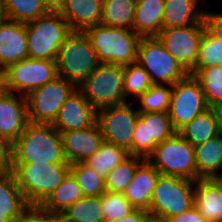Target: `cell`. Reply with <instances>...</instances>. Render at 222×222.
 I'll list each match as a JSON object with an SVG mask.
<instances>
[{"label": "cell", "mask_w": 222, "mask_h": 222, "mask_svg": "<svg viewBox=\"0 0 222 222\" xmlns=\"http://www.w3.org/2000/svg\"><path fill=\"white\" fill-rule=\"evenodd\" d=\"M194 206L208 222H222V186L215 178L194 181Z\"/></svg>", "instance_id": "cell-21"}, {"label": "cell", "mask_w": 222, "mask_h": 222, "mask_svg": "<svg viewBox=\"0 0 222 222\" xmlns=\"http://www.w3.org/2000/svg\"><path fill=\"white\" fill-rule=\"evenodd\" d=\"M18 222H64L61 213L45 211L39 205H30Z\"/></svg>", "instance_id": "cell-40"}, {"label": "cell", "mask_w": 222, "mask_h": 222, "mask_svg": "<svg viewBox=\"0 0 222 222\" xmlns=\"http://www.w3.org/2000/svg\"><path fill=\"white\" fill-rule=\"evenodd\" d=\"M9 92L7 73L5 69H0V98Z\"/></svg>", "instance_id": "cell-46"}, {"label": "cell", "mask_w": 222, "mask_h": 222, "mask_svg": "<svg viewBox=\"0 0 222 222\" xmlns=\"http://www.w3.org/2000/svg\"><path fill=\"white\" fill-rule=\"evenodd\" d=\"M192 75L199 81L209 107L222 101V65L198 68Z\"/></svg>", "instance_id": "cell-33"}, {"label": "cell", "mask_w": 222, "mask_h": 222, "mask_svg": "<svg viewBox=\"0 0 222 222\" xmlns=\"http://www.w3.org/2000/svg\"><path fill=\"white\" fill-rule=\"evenodd\" d=\"M83 32L88 37L100 63L125 66L136 62L138 45L142 37L133 30L99 23Z\"/></svg>", "instance_id": "cell-2"}, {"label": "cell", "mask_w": 222, "mask_h": 222, "mask_svg": "<svg viewBox=\"0 0 222 222\" xmlns=\"http://www.w3.org/2000/svg\"><path fill=\"white\" fill-rule=\"evenodd\" d=\"M205 30L214 38L222 41V12L204 11Z\"/></svg>", "instance_id": "cell-42"}, {"label": "cell", "mask_w": 222, "mask_h": 222, "mask_svg": "<svg viewBox=\"0 0 222 222\" xmlns=\"http://www.w3.org/2000/svg\"><path fill=\"white\" fill-rule=\"evenodd\" d=\"M77 89L96 110L127 103L121 65L101 63Z\"/></svg>", "instance_id": "cell-7"}, {"label": "cell", "mask_w": 222, "mask_h": 222, "mask_svg": "<svg viewBox=\"0 0 222 222\" xmlns=\"http://www.w3.org/2000/svg\"><path fill=\"white\" fill-rule=\"evenodd\" d=\"M96 112L97 110L76 88L62 104L51 125L59 133L86 129L96 123Z\"/></svg>", "instance_id": "cell-16"}, {"label": "cell", "mask_w": 222, "mask_h": 222, "mask_svg": "<svg viewBox=\"0 0 222 222\" xmlns=\"http://www.w3.org/2000/svg\"><path fill=\"white\" fill-rule=\"evenodd\" d=\"M128 156V152L123 147L104 140L98 150L85 163L105 178L110 170Z\"/></svg>", "instance_id": "cell-31"}, {"label": "cell", "mask_w": 222, "mask_h": 222, "mask_svg": "<svg viewBox=\"0 0 222 222\" xmlns=\"http://www.w3.org/2000/svg\"><path fill=\"white\" fill-rule=\"evenodd\" d=\"M28 120L26 96L8 92L0 98V136L11 143L22 134Z\"/></svg>", "instance_id": "cell-18"}, {"label": "cell", "mask_w": 222, "mask_h": 222, "mask_svg": "<svg viewBox=\"0 0 222 222\" xmlns=\"http://www.w3.org/2000/svg\"><path fill=\"white\" fill-rule=\"evenodd\" d=\"M44 6L48 12H60L66 0H43Z\"/></svg>", "instance_id": "cell-45"}, {"label": "cell", "mask_w": 222, "mask_h": 222, "mask_svg": "<svg viewBox=\"0 0 222 222\" xmlns=\"http://www.w3.org/2000/svg\"><path fill=\"white\" fill-rule=\"evenodd\" d=\"M63 154L70 165L85 163L104 141L97 123L93 126L68 132H61Z\"/></svg>", "instance_id": "cell-17"}, {"label": "cell", "mask_w": 222, "mask_h": 222, "mask_svg": "<svg viewBox=\"0 0 222 222\" xmlns=\"http://www.w3.org/2000/svg\"><path fill=\"white\" fill-rule=\"evenodd\" d=\"M82 197L81 188L75 178L68 173L39 206L48 212L61 213Z\"/></svg>", "instance_id": "cell-28"}, {"label": "cell", "mask_w": 222, "mask_h": 222, "mask_svg": "<svg viewBox=\"0 0 222 222\" xmlns=\"http://www.w3.org/2000/svg\"><path fill=\"white\" fill-rule=\"evenodd\" d=\"M136 0H103L100 23L133 30Z\"/></svg>", "instance_id": "cell-29"}, {"label": "cell", "mask_w": 222, "mask_h": 222, "mask_svg": "<svg viewBox=\"0 0 222 222\" xmlns=\"http://www.w3.org/2000/svg\"><path fill=\"white\" fill-rule=\"evenodd\" d=\"M145 222H167L165 219L154 217V216H149Z\"/></svg>", "instance_id": "cell-49"}, {"label": "cell", "mask_w": 222, "mask_h": 222, "mask_svg": "<svg viewBox=\"0 0 222 222\" xmlns=\"http://www.w3.org/2000/svg\"><path fill=\"white\" fill-rule=\"evenodd\" d=\"M127 102L119 106L104 107L96 112V123L105 141L123 147L132 155L133 131L139 112Z\"/></svg>", "instance_id": "cell-12"}, {"label": "cell", "mask_w": 222, "mask_h": 222, "mask_svg": "<svg viewBox=\"0 0 222 222\" xmlns=\"http://www.w3.org/2000/svg\"><path fill=\"white\" fill-rule=\"evenodd\" d=\"M28 58L26 23L7 20L0 24V69Z\"/></svg>", "instance_id": "cell-19"}, {"label": "cell", "mask_w": 222, "mask_h": 222, "mask_svg": "<svg viewBox=\"0 0 222 222\" xmlns=\"http://www.w3.org/2000/svg\"><path fill=\"white\" fill-rule=\"evenodd\" d=\"M103 0H66L59 12L71 31L83 32L100 23Z\"/></svg>", "instance_id": "cell-22"}, {"label": "cell", "mask_w": 222, "mask_h": 222, "mask_svg": "<svg viewBox=\"0 0 222 222\" xmlns=\"http://www.w3.org/2000/svg\"><path fill=\"white\" fill-rule=\"evenodd\" d=\"M69 163H13L12 173L29 205H40L69 173Z\"/></svg>", "instance_id": "cell-3"}, {"label": "cell", "mask_w": 222, "mask_h": 222, "mask_svg": "<svg viewBox=\"0 0 222 222\" xmlns=\"http://www.w3.org/2000/svg\"><path fill=\"white\" fill-rule=\"evenodd\" d=\"M146 160L160 175L197 180L194 146L178 132L157 144Z\"/></svg>", "instance_id": "cell-6"}, {"label": "cell", "mask_w": 222, "mask_h": 222, "mask_svg": "<svg viewBox=\"0 0 222 222\" xmlns=\"http://www.w3.org/2000/svg\"><path fill=\"white\" fill-rule=\"evenodd\" d=\"M151 85L149 74L137 62L123 66V92L127 102L132 95L137 100Z\"/></svg>", "instance_id": "cell-34"}, {"label": "cell", "mask_w": 222, "mask_h": 222, "mask_svg": "<svg viewBox=\"0 0 222 222\" xmlns=\"http://www.w3.org/2000/svg\"><path fill=\"white\" fill-rule=\"evenodd\" d=\"M175 133L168 112H139L133 131L132 155L146 159L157 144Z\"/></svg>", "instance_id": "cell-15"}, {"label": "cell", "mask_w": 222, "mask_h": 222, "mask_svg": "<svg viewBox=\"0 0 222 222\" xmlns=\"http://www.w3.org/2000/svg\"><path fill=\"white\" fill-rule=\"evenodd\" d=\"M171 87L168 115L173 129L178 132L209 106L199 81L192 74L177 81Z\"/></svg>", "instance_id": "cell-11"}, {"label": "cell", "mask_w": 222, "mask_h": 222, "mask_svg": "<svg viewBox=\"0 0 222 222\" xmlns=\"http://www.w3.org/2000/svg\"><path fill=\"white\" fill-rule=\"evenodd\" d=\"M29 206L14 174L0 175V212H7V219L18 222Z\"/></svg>", "instance_id": "cell-26"}, {"label": "cell", "mask_w": 222, "mask_h": 222, "mask_svg": "<svg viewBox=\"0 0 222 222\" xmlns=\"http://www.w3.org/2000/svg\"><path fill=\"white\" fill-rule=\"evenodd\" d=\"M222 65V41L204 30L199 44L196 70L198 68Z\"/></svg>", "instance_id": "cell-39"}, {"label": "cell", "mask_w": 222, "mask_h": 222, "mask_svg": "<svg viewBox=\"0 0 222 222\" xmlns=\"http://www.w3.org/2000/svg\"><path fill=\"white\" fill-rule=\"evenodd\" d=\"M221 132L216 112L211 107L194 117L178 131L193 146L201 144Z\"/></svg>", "instance_id": "cell-27"}, {"label": "cell", "mask_w": 222, "mask_h": 222, "mask_svg": "<svg viewBox=\"0 0 222 222\" xmlns=\"http://www.w3.org/2000/svg\"><path fill=\"white\" fill-rule=\"evenodd\" d=\"M143 157L129 155L120 164L108 172L105 179V189L112 193H124L134 177L138 165Z\"/></svg>", "instance_id": "cell-32"}, {"label": "cell", "mask_w": 222, "mask_h": 222, "mask_svg": "<svg viewBox=\"0 0 222 222\" xmlns=\"http://www.w3.org/2000/svg\"><path fill=\"white\" fill-rule=\"evenodd\" d=\"M136 62L149 74L152 84L172 86L189 75L157 36L140 39Z\"/></svg>", "instance_id": "cell-9"}, {"label": "cell", "mask_w": 222, "mask_h": 222, "mask_svg": "<svg viewBox=\"0 0 222 222\" xmlns=\"http://www.w3.org/2000/svg\"><path fill=\"white\" fill-rule=\"evenodd\" d=\"M167 222H208L198 211V209L193 206L188 211L182 212L181 214L174 216L172 218L166 219Z\"/></svg>", "instance_id": "cell-43"}, {"label": "cell", "mask_w": 222, "mask_h": 222, "mask_svg": "<svg viewBox=\"0 0 222 222\" xmlns=\"http://www.w3.org/2000/svg\"><path fill=\"white\" fill-rule=\"evenodd\" d=\"M172 87L170 85L152 84L136 101L138 112H168Z\"/></svg>", "instance_id": "cell-36"}, {"label": "cell", "mask_w": 222, "mask_h": 222, "mask_svg": "<svg viewBox=\"0 0 222 222\" xmlns=\"http://www.w3.org/2000/svg\"><path fill=\"white\" fill-rule=\"evenodd\" d=\"M159 175L160 173L146 159L138 165L133 179L123 193L135 209L149 211L152 193Z\"/></svg>", "instance_id": "cell-20"}, {"label": "cell", "mask_w": 222, "mask_h": 222, "mask_svg": "<svg viewBox=\"0 0 222 222\" xmlns=\"http://www.w3.org/2000/svg\"><path fill=\"white\" fill-rule=\"evenodd\" d=\"M205 30L204 23L161 29L157 35L165 49L189 73L196 71L199 44Z\"/></svg>", "instance_id": "cell-13"}, {"label": "cell", "mask_w": 222, "mask_h": 222, "mask_svg": "<svg viewBox=\"0 0 222 222\" xmlns=\"http://www.w3.org/2000/svg\"><path fill=\"white\" fill-rule=\"evenodd\" d=\"M8 20L5 0H0V24Z\"/></svg>", "instance_id": "cell-47"}, {"label": "cell", "mask_w": 222, "mask_h": 222, "mask_svg": "<svg viewBox=\"0 0 222 222\" xmlns=\"http://www.w3.org/2000/svg\"><path fill=\"white\" fill-rule=\"evenodd\" d=\"M9 92L27 96L58 76L56 60L25 58L6 69Z\"/></svg>", "instance_id": "cell-14"}, {"label": "cell", "mask_w": 222, "mask_h": 222, "mask_svg": "<svg viewBox=\"0 0 222 222\" xmlns=\"http://www.w3.org/2000/svg\"><path fill=\"white\" fill-rule=\"evenodd\" d=\"M13 163H68L61 134L51 125L29 122L13 143Z\"/></svg>", "instance_id": "cell-1"}, {"label": "cell", "mask_w": 222, "mask_h": 222, "mask_svg": "<svg viewBox=\"0 0 222 222\" xmlns=\"http://www.w3.org/2000/svg\"><path fill=\"white\" fill-rule=\"evenodd\" d=\"M84 32L72 31L59 48L56 58L58 76L78 87L100 65Z\"/></svg>", "instance_id": "cell-4"}, {"label": "cell", "mask_w": 222, "mask_h": 222, "mask_svg": "<svg viewBox=\"0 0 222 222\" xmlns=\"http://www.w3.org/2000/svg\"><path fill=\"white\" fill-rule=\"evenodd\" d=\"M0 222H11L7 219V212H0Z\"/></svg>", "instance_id": "cell-50"}, {"label": "cell", "mask_w": 222, "mask_h": 222, "mask_svg": "<svg viewBox=\"0 0 222 222\" xmlns=\"http://www.w3.org/2000/svg\"><path fill=\"white\" fill-rule=\"evenodd\" d=\"M194 206V181L159 175L152 193L149 213L168 219L188 211Z\"/></svg>", "instance_id": "cell-8"}, {"label": "cell", "mask_w": 222, "mask_h": 222, "mask_svg": "<svg viewBox=\"0 0 222 222\" xmlns=\"http://www.w3.org/2000/svg\"><path fill=\"white\" fill-rule=\"evenodd\" d=\"M100 200L105 222L123 218L135 209L123 193L105 191Z\"/></svg>", "instance_id": "cell-38"}, {"label": "cell", "mask_w": 222, "mask_h": 222, "mask_svg": "<svg viewBox=\"0 0 222 222\" xmlns=\"http://www.w3.org/2000/svg\"><path fill=\"white\" fill-rule=\"evenodd\" d=\"M61 215L64 222H105L100 196H83Z\"/></svg>", "instance_id": "cell-30"}, {"label": "cell", "mask_w": 222, "mask_h": 222, "mask_svg": "<svg viewBox=\"0 0 222 222\" xmlns=\"http://www.w3.org/2000/svg\"><path fill=\"white\" fill-rule=\"evenodd\" d=\"M194 149L197 179L215 178L222 171V132Z\"/></svg>", "instance_id": "cell-25"}, {"label": "cell", "mask_w": 222, "mask_h": 222, "mask_svg": "<svg viewBox=\"0 0 222 222\" xmlns=\"http://www.w3.org/2000/svg\"><path fill=\"white\" fill-rule=\"evenodd\" d=\"M13 143L0 136V175L13 170Z\"/></svg>", "instance_id": "cell-41"}, {"label": "cell", "mask_w": 222, "mask_h": 222, "mask_svg": "<svg viewBox=\"0 0 222 222\" xmlns=\"http://www.w3.org/2000/svg\"><path fill=\"white\" fill-rule=\"evenodd\" d=\"M77 87L57 76L26 96L28 120L31 123L52 124L66 99Z\"/></svg>", "instance_id": "cell-10"}, {"label": "cell", "mask_w": 222, "mask_h": 222, "mask_svg": "<svg viewBox=\"0 0 222 222\" xmlns=\"http://www.w3.org/2000/svg\"><path fill=\"white\" fill-rule=\"evenodd\" d=\"M8 20L28 23L48 11L43 0H5Z\"/></svg>", "instance_id": "cell-37"}, {"label": "cell", "mask_w": 222, "mask_h": 222, "mask_svg": "<svg viewBox=\"0 0 222 222\" xmlns=\"http://www.w3.org/2000/svg\"><path fill=\"white\" fill-rule=\"evenodd\" d=\"M149 216L150 213L146 210L134 209L125 217L109 222H145Z\"/></svg>", "instance_id": "cell-44"}, {"label": "cell", "mask_w": 222, "mask_h": 222, "mask_svg": "<svg viewBox=\"0 0 222 222\" xmlns=\"http://www.w3.org/2000/svg\"><path fill=\"white\" fill-rule=\"evenodd\" d=\"M164 0H136L133 31L141 37L157 36L162 29Z\"/></svg>", "instance_id": "cell-24"}, {"label": "cell", "mask_w": 222, "mask_h": 222, "mask_svg": "<svg viewBox=\"0 0 222 222\" xmlns=\"http://www.w3.org/2000/svg\"><path fill=\"white\" fill-rule=\"evenodd\" d=\"M69 173L75 178L83 196H101L105 191V179L86 163L70 165Z\"/></svg>", "instance_id": "cell-35"}, {"label": "cell", "mask_w": 222, "mask_h": 222, "mask_svg": "<svg viewBox=\"0 0 222 222\" xmlns=\"http://www.w3.org/2000/svg\"><path fill=\"white\" fill-rule=\"evenodd\" d=\"M200 0H164L162 29L204 23V9H198Z\"/></svg>", "instance_id": "cell-23"}, {"label": "cell", "mask_w": 222, "mask_h": 222, "mask_svg": "<svg viewBox=\"0 0 222 222\" xmlns=\"http://www.w3.org/2000/svg\"><path fill=\"white\" fill-rule=\"evenodd\" d=\"M213 109L215 110L216 112V115H217V119L219 121V126H220V129L222 131V101L219 102L218 104H216Z\"/></svg>", "instance_id": "cell-48"}, {"label": "cell", "mask_w": 222, "mask_h": 222, "mask_svg": "<svg viewBox=\"0 0 222 222\" xmlns=\"http://www.w3.org/2000/svg\"><path fill=\"white\" fill-rule=\"evenodd\" d=\"M215 179L222 186V171L215 177Z\"/></svg>", "instance_id": "cell-51"}, {"label": "cell", "mask_w": 222, "mask_h": 222, "mask_svg": "<svg viewBox=\"0 0 222 222\" xmlns=\"http://www.w3.org/2000/svg\"><path fill=\"white\" fill-rule=\"evenodd\" d=\"M67 21L58 12L26 23L28 58L56 60L59 48L71 33Z\"/></svg>", "instance_id": "cell-5"}]
</instances>
